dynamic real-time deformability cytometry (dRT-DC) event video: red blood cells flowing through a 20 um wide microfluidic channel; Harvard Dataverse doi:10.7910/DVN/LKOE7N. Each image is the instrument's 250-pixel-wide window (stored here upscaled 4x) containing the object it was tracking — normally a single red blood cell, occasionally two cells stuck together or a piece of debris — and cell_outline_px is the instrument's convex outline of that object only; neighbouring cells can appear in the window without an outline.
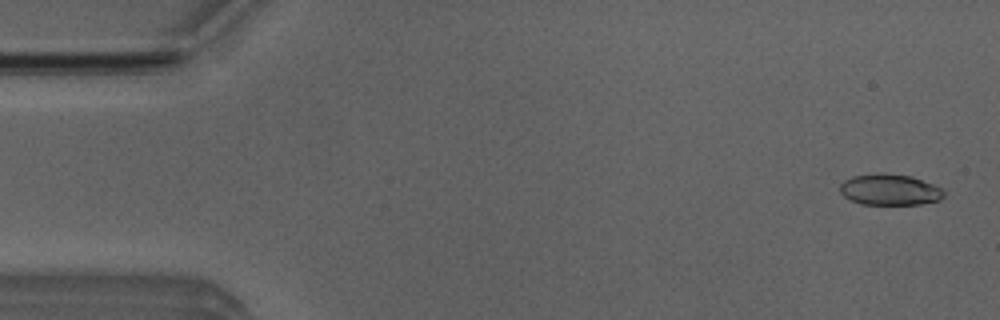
{"species": "Egyptian fruit bat (a non-hibernating species)", "species_latin": "Rousettus aegyptiacus", "temperature_condition": "room temperature", "stored_images_in_passage": 51, "camera_frame_rate_fps": 3000, "um_per_image_px": 0.085, "animal": {"sex": "male"}, "frame": {"image": 1, "passage_image": 2, "time_ms": 0.333, "image_size_px": [1000, 320], "cell_outline_px": [[944, 196], [940, 200], [920, 204], [860, 204], [844, 196], [840, 192], [840, 184], [844, 180], [852, 176], [880, 172], [884, 172], [912, 176], [944, 188]], "centroid_in_image_um": [75.65, 16.1], "position_along_channel_um": 9.4, "area_um2": 19.07}}
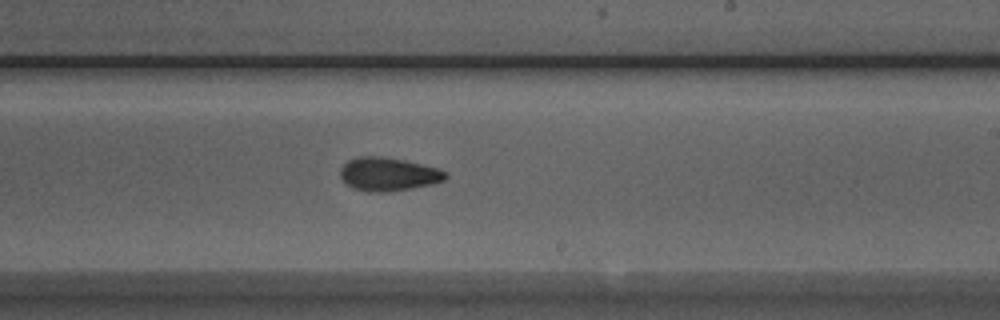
{"frame": {"image": 2, "passage_image": 30, "time_ms": 9.667, "image_size_px": [1000, 320], "cell_outline_px": [[448, 176], [444, 180], [432, 184], [412, 188], [388, 192], [368, 192], [352, 188], [344, 184], [340, 176], [340, 168], [348, 160], [356, 156], [380, 156], [404, 160], [440, 168], [448, 172]], "centroid_in_image_um": [32.99, 14.81], "position_along_channel_um": 256.0, "area_um2": 20.87}}
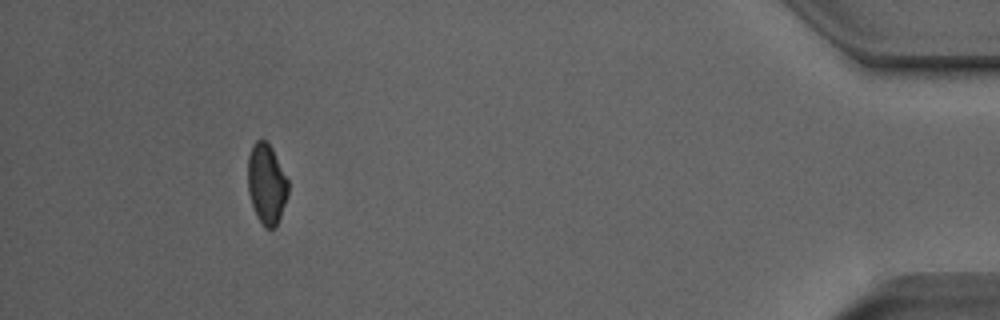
{"frame": {"image": 3, "passage_image": 47, "time_ms": 15.333, "image_size_px": [1000, 320], "cell_outline_px": [[288, 196], [280, 216], [276, 224], [272, 228], [264, 228], [260, 224], [256, 216], [248, 192], [248, 156], [252, 144], [256, 140], [264, 140], [272, 148], [288, 180]], "centroid_in_image_um": [22.64, 15.64], "position_along_channel_um": 412.6, "area_um2": 18.84}, "authors_computed_cell_mechanics": {"area_um2": 19.8254, "velocity_mm_per_s": 3.9812, "shape_relaxation_time_tau1_ms": 8.412, "shape_relaxation_time_tau2_ms": 2.7226, "deformation_change_tau1": 0.1841, "deformation_change_tau2": 0.0823}}